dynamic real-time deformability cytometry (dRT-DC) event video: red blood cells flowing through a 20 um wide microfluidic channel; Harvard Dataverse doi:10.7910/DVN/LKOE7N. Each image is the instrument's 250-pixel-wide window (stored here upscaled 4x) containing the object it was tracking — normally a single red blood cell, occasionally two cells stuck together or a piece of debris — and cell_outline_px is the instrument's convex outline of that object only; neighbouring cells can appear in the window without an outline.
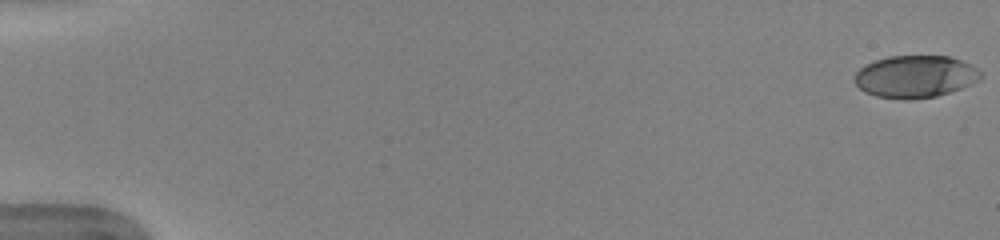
{"species": "human", "species_latin": "Homo sapiens", "temperature_condition": "warm", "stored_images_in_passage": 52, "camera_frame_rate_fps": 3000, "um_per_image_px": 0.085, "donor": {"sex": "female"}, "frame": {"image": 1, "passage_image": 1, "time_ms": 0.0, "image_size_px": [1000, 240], "cell_outline_px": [[984, 76], [960, 88], [936, 96], [912, 100], [904, 100], [876, 96], [864, 92], [856, 84], [856, 72], [864, 64], [888, 56], [948, 56], [960, 60], [976, 68]], "centroid_in_image_um": [77.76, 6.51], "position_along_channel_um": 7.2, "area_um2": 30.81}}
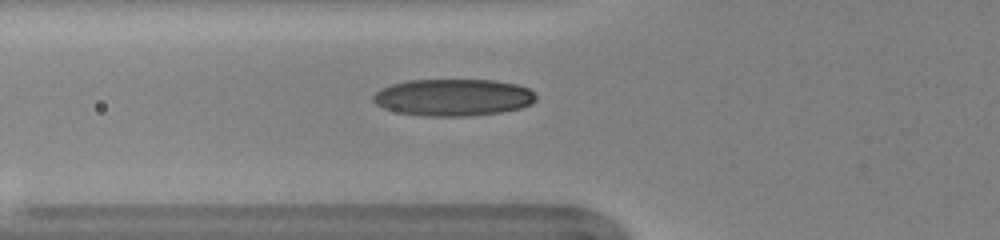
{"frame": {"image": 2, "passage_image": 20, "time_ms": 6.333, "image_size_px": [1000, 240], "cell_outline_px": [[536, 100], [532, 104], [520, 108], [500, 112], [472, 116], [424, 116], [400, 112], [384, 108], [376, 104], [372, 100], [372, 96], [380, 88], [392, 84], [408, 80], [496, 80], [516, 84], [528, 88], [536, 96]], "centroid_in_image_um": [38.52, 8.27], "position_along_channel_um": 87.3, "area_um2": 35.14}}
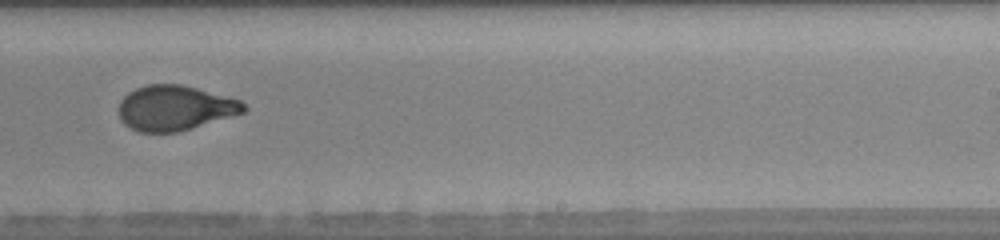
{"frame": {"image": 3, "passage_image": 34, "time_ms": 11.0, "image_size_px": [1000, 240], "cell_outline_px": [[248, 108], [244, 112], [176, 132], [140, 132], [124, 124], [120, 120], [116, 108], [120, 100], [128, 92], [136, 88], [148, 84], [180, 84], [196, 88], [240, 100]], "centroid_in_image_um": [14.8, 9.17], "position_along_channel_um": 274.2, "area_um2": 32.6}, "authors_computed_cell_mechanics": {"area_um2": 33.1483, "velocity_mm_per_s": 3.9877, "shape_relaxation_time_tau1_ms": 4.5109, "shape_relaxation_time_tau2_ms": 0.8274, "deformation_change_tau1": 0.1957, "deformation_change_tau2": 0.0583}}